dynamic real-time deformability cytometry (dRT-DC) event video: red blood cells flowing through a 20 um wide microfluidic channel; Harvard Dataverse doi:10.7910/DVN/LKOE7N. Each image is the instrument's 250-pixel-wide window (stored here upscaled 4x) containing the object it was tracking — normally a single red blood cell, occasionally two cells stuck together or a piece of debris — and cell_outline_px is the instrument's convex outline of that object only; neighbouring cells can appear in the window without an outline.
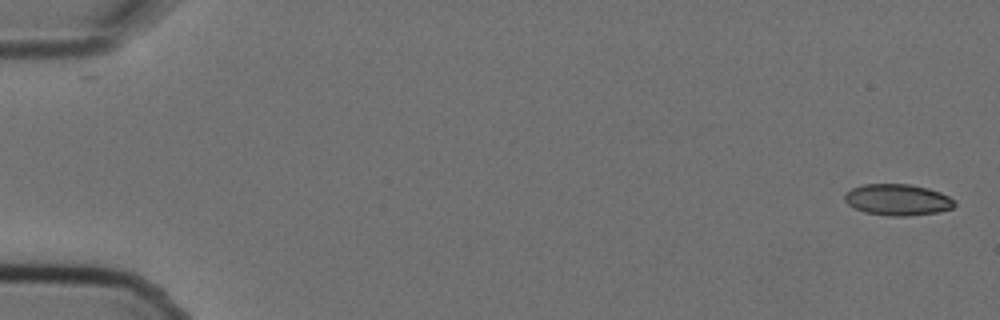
{"species": "Egyptian fruit bat (a non-hibernating species)", "species_latin": "Rousettus aegyptiacus", "temperature_condition": "cold", "stored_images_in_passage": 6, "camera_frame_rate_fps": 3000, "um_per_image_px": 0.085, "animal": {"sex": "female"}, "frame": {"image": 1, "passage_image": 1, "time_ms": 0.0, "image_size_px": [1000, 320], "cell_outline_px": [[956, 204], [952, 208], [940, 212], [908, 216], [888, 216], [864, 212], [848, 204], [844, 200], [844, 192], [852, 188], [864, 184], [908, 184], [928, 188], [940, 192], [948, 196]], "centroid_in_image_um": [76.28, 16.98], "position_along_channel_um": 8.7, "area_um2": 20.11}}
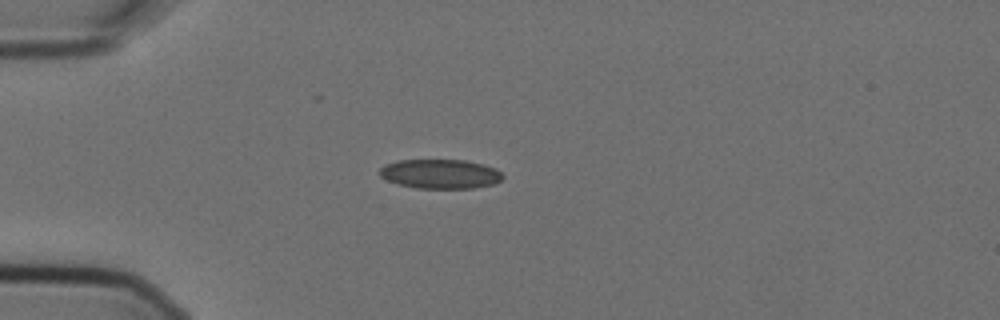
{"frame": {"image": 2, "passage_image": 5, "time_ms": 1.333, "image_size_px": [1000, 320], "cell_outline_px": [[504, 176], [500, 180], [492, 184], [472, 188], [416, 188], [396, 184], [380, 176], [380, 168], [384, 164], [400, 160], [464, 160], [484, 164], [496, 168]], "centroid_in_image_um": [37.41, 14.78], "position_along_channel_um": 47.6, "area_um2": 21.04}}